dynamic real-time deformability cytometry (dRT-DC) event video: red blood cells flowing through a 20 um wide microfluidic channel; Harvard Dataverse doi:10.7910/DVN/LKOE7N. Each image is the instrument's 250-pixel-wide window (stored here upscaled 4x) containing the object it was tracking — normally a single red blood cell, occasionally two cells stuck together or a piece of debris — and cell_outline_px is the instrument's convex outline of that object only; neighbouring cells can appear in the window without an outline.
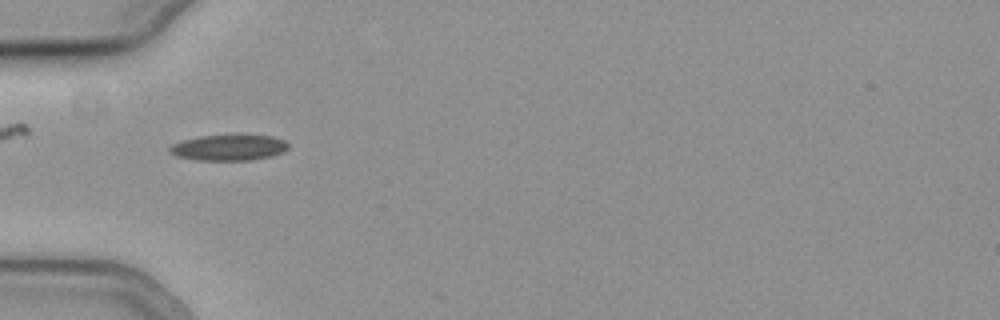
{"species": "common noctule bat (a hibernating species)", "species_latin": "Nyctalus noctula", "temperature_condition": "cold", "stored_images_in_passage": 11, "camera_frame_rate_fps": 3000, "um_per_image_px": 0.085, "animal": {"sex": "female", "body_mass_g": 19.3, "forearm_length_mm": 54.1}, "frame": {"image": 1, "passage_image": 1, "time_ms": 0.0, "image_size_px": [1000, 320], "cell_outline_px": [[288, 148], [284, 152], [272, 156], [252, 160], [196, 160], [176, 156], [168, 152], [168, 148], [172, 144], [184, 140], [200, 136], [272, 136], [284, 140], [288, 144]], "centroid_in_image_um": [19.44, 12.56], "position_along_channel_um": 65.6, "area_um2": 17.69}}
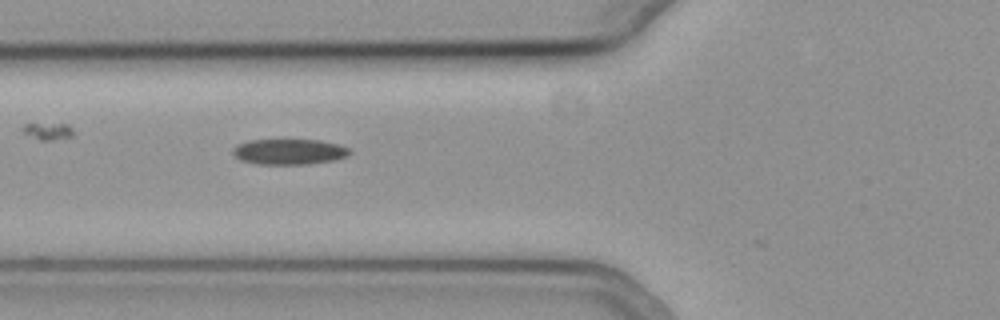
{"frame": {"image": 2, "passage_image": 4, "time_ms": 1.0, "image_size_px": [1000, 320], "cell_outline_px": [[352, 152], [348, 156], [336, 160], [308, 164], [256, 164], [240, 160], [232, 152], [232, 148], [236, 144], [248, 140], [320, 140], [336, 144], [348, 148]], "centroid_in_image_um": [24.56, 12.9], "position_along_channel_um": 101.2, "area_um2": 17.51}}
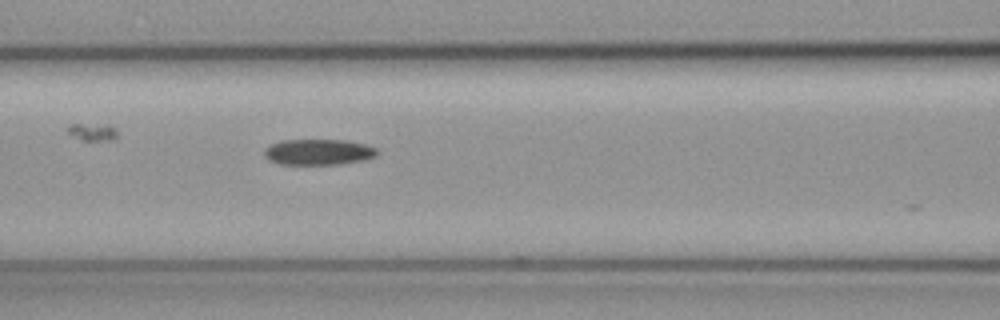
{"frame": {"image": 3, "passage_image": 7, "time_ms": 2.0, "image_size_px": [1000, 320], "cell_outline_px": [[380, 152], [376, 156], [364, 160], [340, 164], [280, 164], [268, 160], [264, 156], [264, 148], [280, 140], [348, 140], [364, 144], [376, 148]], "centroid_in_image_um": [27.07, 12.92], "position_along_channel_um": 139.5, "area_um2": 17.11}}